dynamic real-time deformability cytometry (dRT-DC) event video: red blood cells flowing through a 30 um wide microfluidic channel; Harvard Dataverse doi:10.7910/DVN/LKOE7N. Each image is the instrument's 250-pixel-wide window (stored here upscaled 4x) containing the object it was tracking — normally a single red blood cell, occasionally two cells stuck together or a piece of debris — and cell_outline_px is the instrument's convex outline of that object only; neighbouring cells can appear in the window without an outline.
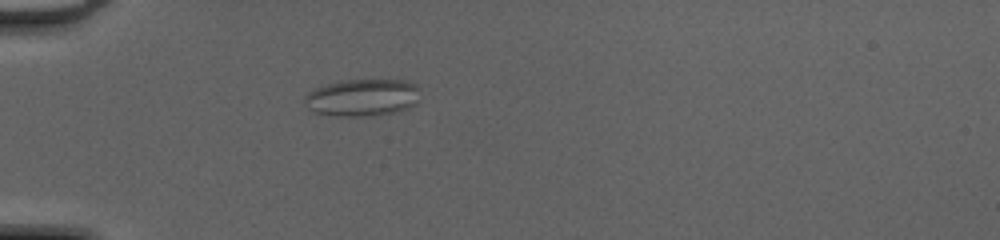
{"species": "common noctule bat (a hibernating species)", "species_latin": "Nyctalus noctula", "temperature_condition": "cold", "stored_images_in_passage": 51, "camera_frame_rate_fps": 3000, "um_per_image_px": 0.085, "animal": {"sex": "female", "body_mass_g": 20.0, "forearm_length_mm": 54.0}, "frame": {"image": 1, "passage_image": 17, "time_ms": 5.333, "image_size_px": [1000, 240], "cell_outline_px": [[420, 88], [412, 104], [392, 112], [360, 116], [348, 116], [316, 112], [312, 108], [304, 96], [308, 92], [316, 88], [328, 84], [344, 80], [400, 80], [416, 84]], "centroid_in_image_um": [30.8, 8.25], "position_along_channel_um": 54.2, "area_um2": 23.81}}
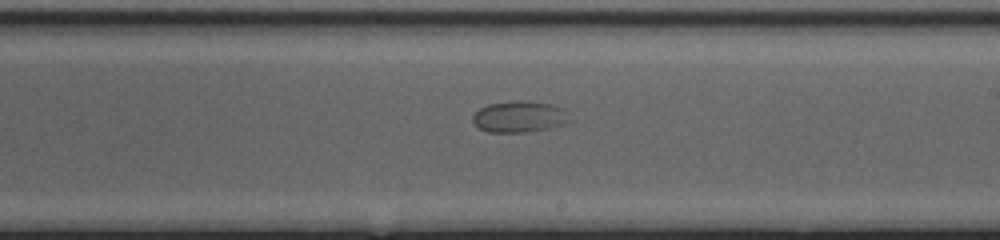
{"frame": {"image": 2, "passage_image": 32, "time_ms": 10.333, "image_size_px": [1000, 240], "cell_outline_px": [[572, 120], [564, 124], [528, 132], [488, 132], [480, 128], [472, 120], [472, 116], [480, 108], [488, 104], [552, 104], [560, 108]], "centroid_in_image_um": [44.12, 9.99], "position_along_channel_um": 244.9, "area_um2": 16.47}}
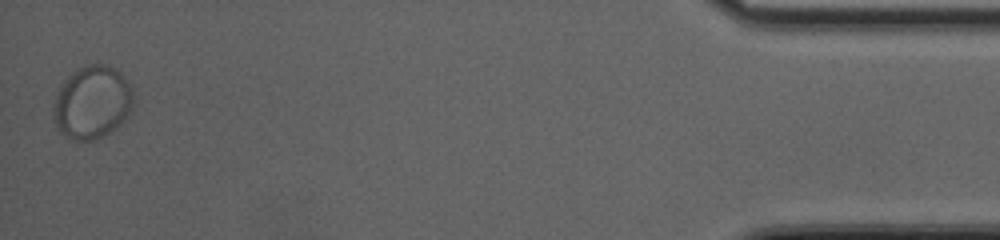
{"frame": {"image": 3, "passage_image": 51, "time_ms": 16.667, "image_size_px": [1000, 240], "cell_outline_px": [[136, 96], [124, 120], [120, 124], [108, 132], [92, 140], [76, 140], [60, 132], [52, 116], [52, 108], [60, 84], [72, 72], [80, 68], [92, 64], [104, 64], [120, 72], [124, 76], [132, 88]], "centroid_in_image_um": [7.83, 8.68], "position_along_channel_um": 427.4, "area_um2": 33.76}}